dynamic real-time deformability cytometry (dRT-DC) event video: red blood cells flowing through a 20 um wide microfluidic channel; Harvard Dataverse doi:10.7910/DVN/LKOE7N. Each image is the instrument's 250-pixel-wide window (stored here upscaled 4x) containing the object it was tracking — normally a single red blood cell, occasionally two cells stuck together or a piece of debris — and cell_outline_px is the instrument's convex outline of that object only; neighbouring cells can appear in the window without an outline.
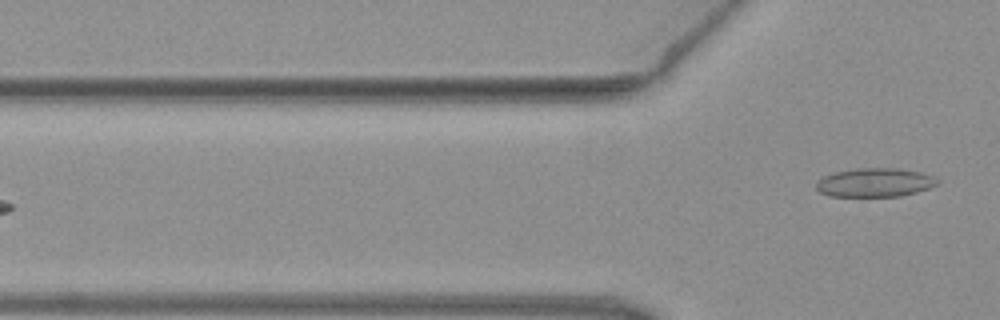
{"species": "common noctule bat (a hibernating species)", "species_latin": "Nyctalus noctula", "temperature_condition": "warm", "stored_images_in_passage": 5, "camera_frame_rate_fps": 3000, "um_per_image_px": 0.085, "animal": {"sex": "female", "body_mass_g": 19.3, "forearm_length_mm": 54.1}, "frame": {"image": 1, "passage_image": 5, "time_ms": 1.333, "image_size_px": [1000, 320], "cell_outline_px": [[940, 184], [916, 192], [900, 196], [828, 196], [820, 192], [816, 188], [816, 180], [824, 176], [836, 172], [856, 168], [896, 168], [920, 172], [932, 176], [940, 180]], "centroid_in_image_um": [74.36, 15.51], "position_along_channel_um": 51.4, "area_um2": 20.35}}